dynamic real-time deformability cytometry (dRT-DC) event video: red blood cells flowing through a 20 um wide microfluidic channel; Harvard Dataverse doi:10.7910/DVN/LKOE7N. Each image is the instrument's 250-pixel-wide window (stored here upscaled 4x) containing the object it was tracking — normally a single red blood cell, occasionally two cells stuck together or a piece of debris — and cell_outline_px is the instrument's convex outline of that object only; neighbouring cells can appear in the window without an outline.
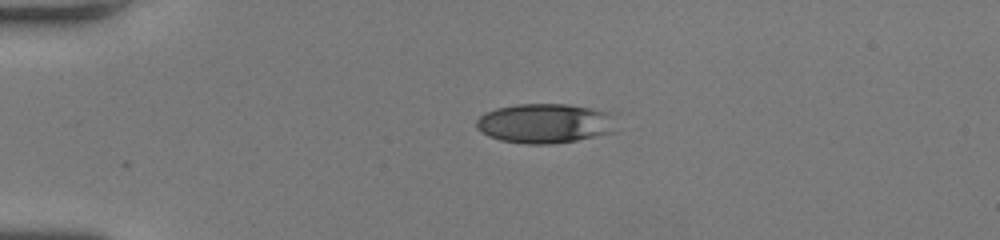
{"species": "human", "species_latin": "Homo sapiens", "temperature_condition": "room temperature", "stored_images_in_passage": 40, "camera_frame_rate_fps": 3000, "um_per_image_px": 0.085, "donor": {"sex": "female"}, "frame": {"image": 1, "passage_image": 1, "time_ms": 0.0, "image_size_px": [1000, 240], "cell_outline_px": [[616, 132], [576, 140], [552, 144], [528, 144], [500, 140], [488, 136], [480, 132], [476, 128], [476, 120], [484, 112], [496, 108], [516, 104], [568, 104], [592, 108], [612, 112]], "centroid_in_image_um": [46.32, 10.48], "position_along_channel_um": 38.7, "area_um2": 32.66}}
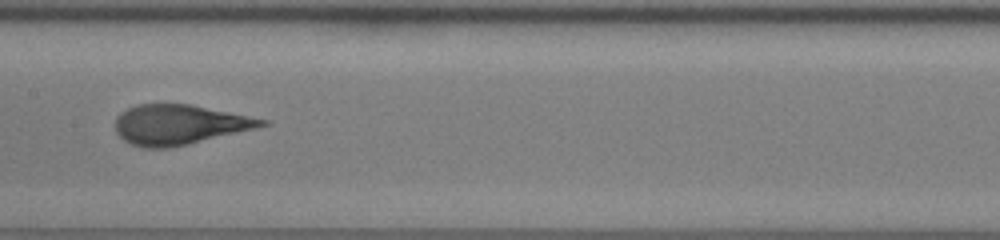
{"frame": {"image": 2, "passage_image": 16, "time_ms": 5.0, "image_size_px": [1000, 240], "cell_outline_px": [[268, 124], [256, 128], [188, 144], [168, 148], [144, 148], [132, 144], [124, 140], [116, 132], [116, 116], [120, 112], [136, 104], [192, 104], [268, 120]], "centroid_in_image_um": [15.22, 10.58], "position_along_channel_um": 192.2, "area_um2": 33.87}}
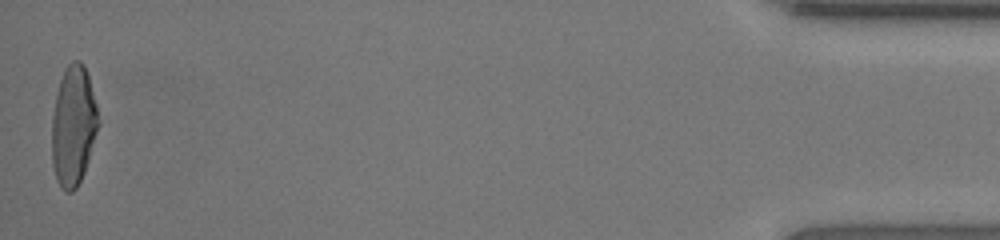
{"frame": {"image": 3, "passage_image": 40, "time_ms": 13.0, "image_size_px": [1000, 240], "cell_outline_px": [[100, 124], [84, 172], [76, 188], [72, 192], [64, 192], [60, 188], [56, 180], [52, 164], [52, 116], [56, 92], [60, 80], [68, 64], [72, 60], [80, 60], [84, 64], [88, 76], [96, 104]], "centroid_in_image_um": [6.23, 10.71], "position_along_channel_um": 429.0, "area_um2": 32.66}, "authors_computed_cell_mechanics": {"area_um2": 33.9864, "velocity_mm_per_s": 4.069, "shape_relaxation_time_tau1_ms": 4.0244, "shape_relaxation_time_tau2_ms": null, "deformation_change_tau1": 0.2022, "deformation_change_tau2": null}}